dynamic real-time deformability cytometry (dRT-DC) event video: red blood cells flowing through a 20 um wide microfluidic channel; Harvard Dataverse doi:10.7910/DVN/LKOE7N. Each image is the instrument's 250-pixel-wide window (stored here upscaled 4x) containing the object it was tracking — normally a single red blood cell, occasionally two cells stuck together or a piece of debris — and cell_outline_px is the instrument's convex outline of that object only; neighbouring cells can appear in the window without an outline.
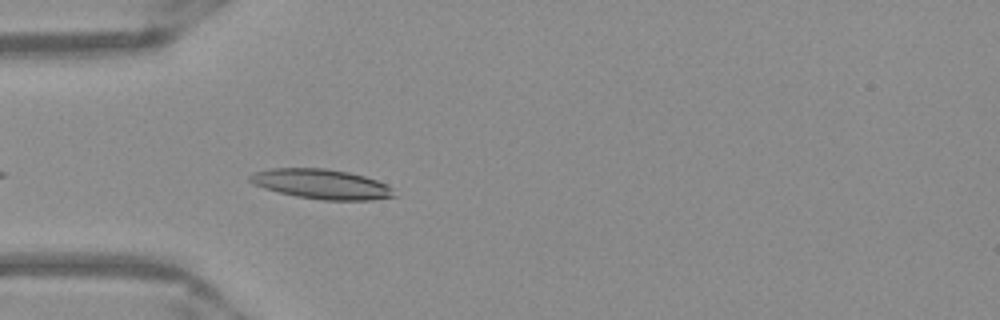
{"species": "Egyptian fruit bat (a non-hibernating species)", "species_latin": "Rousettus aegyptiacus", "temperature_condition": "warm", "stored_images_in_passage": 16, "camera_frame_rate_fps": 3000, "um_per_image_px": 0.085, "frame": {"image": 1, "passage_image": 3, "time_ms": 0.667, "image_size_px": [1000, 320], "cell_outline_px": [[396, 196], [372, 200], [320, 200], [296, 196], [264, 188], [252, 184], [248, 180], [248, 176], [252, 172], [272, 168], [324, 168], [348, 172], [364, 176], [376, 180], [392, 188]], "centroid_in_image_um": [27.28, 15.64], "position_along_channel_um": 57.7, "area_um2": 25.03}}
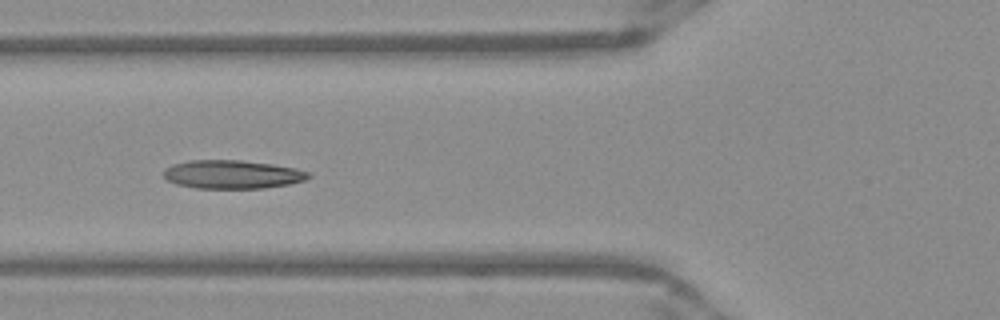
{"frame": {"image": 2, "passage_image": 7, "time_ms": 2.0, "image_size_px": [1000, 320], "cell_outline_px": [[312, 176], [304, 180], [288, 184], [264, 188], [196, 188], [176, 184], [168, 180], [164, 176], [164, 168], [172, 164], [188, 160], [240, 160], [272, 164], [296, 168], [308, 172]], "centroid_in_image_um": [19.73, 14.82], "position_along_channel_um": 106.1, "area_um2": 24.04}}
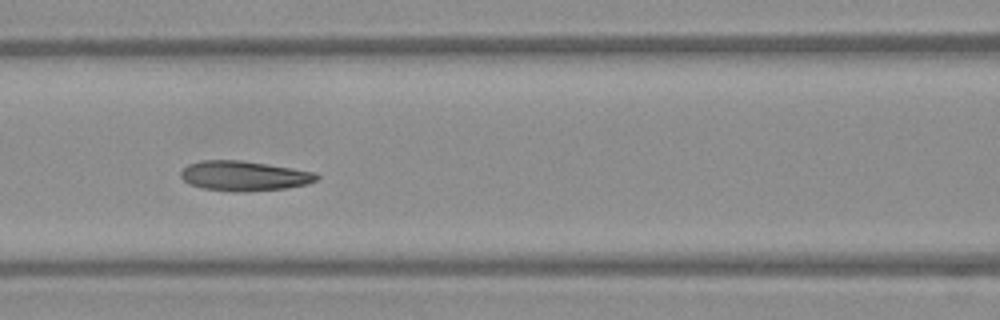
{"frame": {"image": 3, "passage_image": 10, "time_ms": 3.0, "image_size_px": [1000, 320], "cell_outline_px": [[320, 176], [316, 180], [308, 184], [288, 188], [244, 192], [232, 192], [200, 188], [188, 184], [180, 176], [180, 172], [188, 164], [200, 160], [240, 160], [316, 172]], "centroid_in_image_um": [20.72, 14.96], "position_along_channel_um": 145.9, "area_um2": 23.87}}